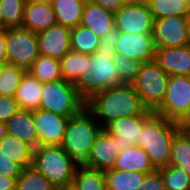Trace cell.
Listing matches in <instances>:
<instances>
[{
    "label": "cell",
    "mask_w": 190,
    "mask_h": 190,
    "mask_svg": "<svg viewBox=\"0 0 190 190\" xmlns=\"http://www.w3.org/2000/svg\"><path fill=\"white\" fill-rule=\"evenodd\" d=\"M85 108L103 129L117 118L142 116L148 110L131 84L108 87L94 94L85 101Z\"/></svg>",
    "instance_id": "1"
},
{
    "label": "cell",
    "mask_w": 190,
    "mask_h": 190,
    "mask_svg": "<svg viewBox=\"0 0 190 190\" xmlns=\"http://www.w3.org/2000/svg\"><path fill=\"white\" fill-rule=\"evenodd\" d=\"M103 130L98 121L84 107L69 118L61 147L69 154L76 169L90 168V152Z\"/></svg>",
    "instance_id": "2"
},
{
    "label": "cell",
    "mask_w": 190,
    "mask_h": 190,
    "mask_svg": "<svg viewBox=\"0 0 190 190\" xmlns=\"http://www.w3.org/2000/svg\"><path fill=\"white\" fill-rule=\"evenodd\" d=\"M181 124L154 114L141 129L140 145L157 170L169 165L171 142Z\"/></svg>",
    "instance_id": "3"
},
{
    "label": "cell",
    "mask_w": 190,
    "mask_h": 190,
    "mask_svg": "<svg viewBox=\"0 0 190 190\" xmlns=\"http://www.w3.org/2000/svg\"><path fill=\"white\" fill-rule=\"evenodd\" d=\"M115 53L97 50L89 55L87 73L75 83L78 94L84 101L108 87L122 85L113 60Z\"/></svg>",
    "instance_id": "4"
},
{
    "label": "cell",
    "mask_w": 190,
    "mask_h": 190,
    "mask_svg": "<svg viewBox=\"0 0 190 190\" xmlns=\"http://www.w3.org/2000/svg\"><path fill=\"white\" fill-rule=\"evenodd\" d=\"M32 166L58 190L72 187L76 168L61 146H38Z\"/></svg>",
    "instance_id": "5"
},
{
    "label": "cell",
    "mask_w": 190,
    "mask_h": 190,
    "mask_svg": "<svg viewBox=\"0 0 190 190\" xmlns=\"http://www.w3.org/2000/svg\"><path fill=\"white\" fill-rule=\"evenodd\" d=\"M153 112L190 127V76H169L164 100Z\"/></svg>",
    "instance_id": "6"
},
{
    "label": "cell",
    "mask_w": 190,
    "mask_h": 190,
    "mask_svg": "<svg viewBox=\"0 0 190 190\" xmlns=\"http://www.w3.org/2000/svg\"><path fill=\"white\" fill-rule=\"evenodd\" d=\"M41 94L39 108L64 117L75 116L85 107L75 84L64 79L42 83Z\"/></svg>",
    "instance_id": "7"
},
{
    "label": "cell",
    "mask_w": 190,
    "mask_h": 190,
    "mask_svg": "<svg viewBox=\"0 0 190 190\" xmlns=\"http://www.w3.org/2000/svg\"><path fill=\"white\" fill-rule=\"evenodd\" d=\"M169 75L155 61L143 63L131 85L142 103L154 111L164 100Z\"/></svg>",
    "instance_id": "8"
},
{
    "label": "cell",
    "mask_w": 190,
    "mask_h": 190,
    "mask_svg": "<svg viewBox=\"0 0 190 190\" xmlns=\"http://www.w3.org/2000/svg\"><path fill=\"white\" fill-rule=\"evenodd\" d=\"M8 64L28 70L39 57L36 33L24 27L6 28Z\"/></svg>",
    "instance_id": "9"
},
{
    "label": "cell",
    "mask_w": 190,
    "mask_h": 190,
    "mask_svg": "<svg viewBox=\"0 0 190 190\" xmlns=\"http://www.w3.org/2000/svg\"><path fill=\"white\" fill-rule=\"evenodd\" d=\"M188 16L154 19L152 38L156 49L189 45Z\"/></svg>",
    "instance_id": "10"
},
{
    "label": "cell",
    "mask_w": 190,
    "mask_h": 190,
    "mask_svg": "<svg viewBox=\"0 0 190 190\" xmlns=\"http://www.w3.org/2000/svg\"><path fill=\"white\" fill-rule=\"evenodd\" d=\"M154 18L148 4L123 5L115 12L119 32L152 34Z\"/></svg>",
    "instance_id": "11"
},
{
    "label": "cell",
    "mask_w": 190,
    "mask_h": 190,
    "mask_svg": "<svg viewBox=\"0 0 190 190\" xmlns=\"http://www.w3.org/2000/svg\"><path fill=\"white\" fill-rule=\"evenodd\" d=\"M152 110H147L142 116L121 117L110 122L104 130L114 137L119 145V151L140 145V135L143 125L154 115Z\"/></svg>",
    "instance_id": "12"
},
{
    "label": "cell",
    "mask_w": 190,
    "mask_h": 190,
    "mask_svg": "<svg viewBox=\"0 0 190 190\" xmlns=\"http://www.w3.org/2000/svg\"><path fill=\"white\" fill-rule=\"evenodd\" d=\"M33 119L38 133V146H61L69 117L37 109Z\"/></svg>",
    "instance_id": "13"
},
{
    "label": "cell",
    "mask_w": 190,
    "mask_h": 190,
    "mask_svg": "<svg viewBox=\"0 0 190 190\" xmlns=\"http://www.w3.org/2000/svg\"><path fill=\"white\" fill-rule=\"evenodd\" d=\"M116 52L142 63L153 61L156 57L152 34L120 32Z\"/></svg>",
    "instance_id": "14"
},
{
    "label": "cell",
    "mask_w": 190,
    "mask_h": 190,
    "mask_svg": "<svg viewBox=\"0 0 190 190\" xmlns=\"http://www.w3.org/2000/svg\"><path fill=\"white\" fill-rule=\"evenodd\" d=\"M37 35L39 53L60 60L71 50V29L60 24L50 26Z\"/></svg>",
    "instance_id": "15"
},
{
    "label": "cell",
    "mask_w": 190,
    "mask_h": 190,
    "mask_svg": "<svg viewBox=\"0 0 190 190\" xmlns=\"http://www.w3.org/2000/svg\"><path fill=\"white\" fill-rule=\"evenodd\" d=\"M119 152V145L115 142L114 137L103 129L94 142L89 154L90 168L103 172L113 169Z\"/></svg>",
    "instance_id": "16"
},
{
    "label": "cell",
    "mask_w": 190,
    "mask_h": 190,
    "mask_svg": "<svg viewBox=\"0 0 190 190\" xmlns=\"http://www.w3.org/2000/svg\"><path fill=\"white\" fill-rule=\"evenodd\" d=\"M155 61L169 76H190V44L156 49Z\"/></svg>",
    "instance_id": "17"
},
{
    "label": "cell",
    "mask_w": 190,
    "mask_h": 190,
    "mask_svg": "<svg viewBox=\"0 0 190 190\" xmlns=\"http://www.w3.org/2000/svg\"><path fill=\"white\" fill-rule=\"evenodd\" d=\"M56 23L52 4L26 1L22 27L38 34Z\"/></svg>",
    "instance_id": "18"
},
{
    "label": "cell",
    "mask_w": 190,
    "mask_h": 190,
    "mask_svg": "<svg viewBox=\"0 0 190 190\" xmlns=\"http://www.w3.org/2000/svg\"><path fill=\"white\" fill-rule=\"evenodd\" d=\"M80 24L101 38L115 28V13L105 10L92 0H86Z\"/></svg>",
    "instance_id": "19"
},
{
    "label": "cell",
    "mask_w": 190,
    "mask_h": 190,
    "mask_svg": "<svg viewBox=\"0 0 190 190\" xmlns=\"http://www.w3.org/2000/svg\"><path fill=\"white\" fill-rule=\"evenodd\" d=\"M7 134L23 142L38 147V133L33 119V111L19 109L6 123Z\"/></svg>",
    "instance_id": "20"
},
{
    "label": "cell",
    "mask_w": 190,
    "mask_h": 190,
    "mask_svg": "<svg viewBox=\"0 0 190 190\" xmlns=\"http://www.w3.org/2000/svg\"><path fill=\"white\" fill-rule=\"evenodd\" d=\"M113 169L142 173H151L156 170L151 164L149 156L137 145L120 151L115 159Z\"/></svg>",
    "instance_id": "21"
},
{
    "label": "cell",
    "mask_w": 190,
    "mask_h": 190,
    "mask_svg": "<svg viewBox=\"0 0 190 190\" xmlns=\"http://www.w3.org/2000/svg\"><path fill=\"white\" fill-rule=\"evenodd\" d=\"M41 92L42 83L26 71L15 95L19 109L30 111L39 109L42 96Z\"/></svg>",
    "instance_id": "22"
},
{
    "label": "cell",
    "mask_w": 190,
    "mask_h": 190,
    "mask_svg": "<svg viewBox=\"0 0 190 190\" xmlns=\"http://www.w3.org/2000/svg\"><path fill=\"white\" fill-rule=\"evenodd\" d=\"M0 151L22 169L32 166L34 148L20 139L6 134L0 139Z\"/></svg>",
    "instance_id": "23"
},
{
    "label": "cell",
    "mask_w": 190,
    "mask_h": 190,
    "mask_svg": "<svg viewBox=\"0 0 190 190\" xmlns=\"http://www.w3.org/2000/svg\"><path fill=\"white\" fill-rule=\"evenodd\" d=\"M85 1L86 0H53L52 6L57 24L70 29L78 26L82 20Z\"/></svg>",
    "instance_id": "24"
},
{
    "label": "cell",
    "mask_w": 190,
    "mask_h": 190,
    "mask_svg": "<svg viewBox=\"0 0 190 190\" xmlns=\"http://www.w3.org/2000/svg\"><path fill=\"white\" fill-rule=\"evenodd\" d=\"M169 164L181 167L190 176V127H181L174 134Z\"/></svg>",
    "instance_id": "25"
},
{
    "label": "cell",
    "mask_w": 190,
    "mask_h": 190,
    "mask_svg": "<svg viewBox=\"0 0 190 190\" xmlns=\"http://www.w3.org/2000/svg\"><path fill=\"white\" fill-rule=\"evenodd\" d=\"M148 173L110 169L104 172L106 190H139Z\"/></svg>",
    "instance_id": "26"
},
{
    "label": "cell",
    "mask_w": 190,
    "mask_h": 190,
    "mask_svg": "<svg viewBox=\"0 0 190 190\" xmlns=\"http://www.w3.org/2000/svg\"><path fill=\"white\" fill-rule=\"evenodd\" d=\"M62 78L75 84L86 72L89 63V55L70 50L60 60Z\"/></svg>",
    "instance_id": "27"
},
{
    "label": "cell",
    "mask_w": 190,
    "mask_h": 190,
    "mask_svg": "<svg viewBox=\"0 0 190 190\" xmlns=\"http://www.w3.org/2000/svg\"><path fill=\"white\" fill-rule=\"evenodd\" d=\"M148 6L154 19L190 15V0H149Z\"/></svg>",
    "instance_id": "28"
},
{
    "label": "cell",
    "mask_w": 190,
    "mask_h": 190,
    "mask_svg": "<svg viewBox=\"0 0 190 190\" xmlns=\"http://www.w3.org/2000/svg\"><path fill=\"white\" fill-rule=\"evenodd\" d=\"M27 72H29L41 83L63 79L60 61L42 55H39Z\"/></svg>",
    "instance_id": "29"
},
{
    "label": "cell",
    "mask_w": 190,
    "mask_h": 190,
    "mask_svg": "<svg viewBox=\"0 0 190 190\" xmlns=\"http://www.w3.org/2000/svg\"><path fill=\"white\" fill-rule=\"evenodd\" d=\"M99 40V36L81 24L71 29V50L75 52L92 55L98 50Z\"/></svg>",
    "instance_id": "30"
},
{
    "label": "cell",
    "mask_w": 190,
    "mask_h": 190,
    "mask_svg": "<svg viewBox=\"0 0 190 190\" xmlns=\"http://www.w3.org/2000/svg\"><path fill=\"white\" fill-rule=\"evenodd\" d=\"M72 188L75 190H106L104 172L91 168L76 169Z\"/></svg>",
    "instance_id": "31"
},
{
    "label": "cell",
    "mask_w": 190,
    "mask_h": 190,
    "mask_svg": "<svg viewBox=\"0 0 190 190\" xmlns=\"http://www.w3.org/2000/svg\"><path fill=\"white\" fill-rule=\"evenodd\" d=\"M26 70L16 65L4 64L0 72V95L15 97Z\"/></svg>",
    "instance_id": "32"
},
{
    "label": "cell",
    "mask_w": 190,
    "mask_h": 190,
    "mask_svg": "<svg viewBox=\"0 0 190 190\" xmlns=\"http://www.w3.org/2000/svg\"><path fill=\"white\" fill-rule=\"evenodd\" d=\"M16 190H58L33 166L22 169Z\"/></svg>",
    "instance_id": "33"
},
{
    "label": "cell",
    "mask_w": 190,
    "mask_h": 190,
    "mask_svg": "<svg viewBox=\"0 0 190 190\" xmlns=\"http://www.w3.org/2000/svg\"><path fill=\"white\" fill-rule=\"evenodd\" d=\"M157 170L166 190H190V176L181 167L169 164Z\"/></svg>",
    "instance_id": "34"
},
{
    "label": "cell",
    "mask_w": 190,
    "mask_h": 190,
    "mask_svg": "<svg viewBox=\"0 0 190 190\" xmlns=\"http://www.w3.org/2000/svg\"><path fill=\"white\" fill-rule=\"evenodd\" d=\"M27 0H0L3 10V29L21 27Z\"/></svg>",
    "instance_id": "35"
},
{
    "label": "cell",
    "mask_w": 190,
    "mask_h": 190,
    "mask_svg": "<svg viewBox=\"0 0 190 190\" xmlns=\"http://www.w3.org/2000/svg\"><path fill=\"white\" fill-rule=\"evenodd\" d=\"M113 60L122 84H131L137 77L143 64L117 52L113 56Z\"/></svg>",
    "instance_id": "36"
},
{
    "label": "cell",
    "mask_w": 190,
    "mask_h": 190,
    "mask_svg": "<svg viewBox=\"0 0 190 190\" xmlns=\"http://www.w3.org/2000/svg\"><path fill=\"white\" fill-rule=\"evenodd\" d=\"M18 110L15 97L0 95V122L6 123Z\"/></svg>",
    "instance_id": "37"
},
{
    "label": "cell",
    "mask_w": 190,
    "mask_h": 190,
    "mask_svg": "<svg viewBox=\"0 0 190 190\" xmlns=\"http://www.w3.org/2000/svg\"><path fill=\"white\" fill-rule=\"evenodd\" d=\"M22 172V168L7 158L0 151V175H4L11 178H18Z\"/></svg>",
    "instance_id": "38"
},
{
    "label": "cell",
    "mask_w": 190,
    "mask_h": 190,
    "mask_svg": "<svg viewBox=\"0 0 190 190\" xmlns=\"http://www.w3.org/2000/svg\"><path fill=\"white\" fill-rule=\"evenodd\" d=\"M120 32L113 28L109 32H107L103 37L99 40V51L108 52H116V44L118 42Z\"/></svg>",
    "instance_id": "39"
},
{
    "label": "cell",
    "mask_w": 190,
    "mask_h": 190,
    "mask_svg": "<svg viewBox=\"0 0 190 190\" xmlns=\"http://www.w3.org/2000/svg\"><path fill=\"white\" fill-rule=\"evenodd\" d=\"M139 190H166L161 174L158 170L146 174Z\"/></svg>",
    "instance_id": "40"
},
{
    "label": "cell",
    "mask_w": 190,
    "mask_h": 190,
    "mask_svg": "<svg viewBox=\"0 0 190 190\" xmlns=\"http://www.w3.org/2000/svg\"><path fill=\"white\" fill-rule=\"evenodd\" d=\"M94 3L100 5L105 10L115 13L121 6L122 0H92Z\"/></svg>",
    "instance_id": "41"
},
{
    "label": "cell",
    "mask_w": 190,
    "mask_h": 190,
    "mask_svg": "<svg viewBox=\"0 0 190 190\" xmlns=\"http://www.w3.org/2000/svg\"><path fill=\"white\" fill-rule=\"evenodd\" d=\"M17 178L0 175V190H16Z\"/></svg>",
    "instance_id": "42"
},
{
    "label": "cell",
    "mask_w": 190,
    "mask_h": 190,
    "mask_svg": "<svg viewBox=\"0 0 190 190\" xmlns=\"http://www.w3.org/2000/svg\"><path fill=\"white\" fill-rule=\"evenodd\" d=\"M0 62L8 64V57L6 53V29L0 33Z\"/></svg>",
    "instance_id": "43"
},
{
    "label": "cell",
    "mask_w": 190,
    "mask_h": 190,
    "mask_svg": "<svg viewBox=\"0 0 190 190\" xmlns=\"http://www.w3.org/2000/svg\"><path fill=\"white\" fill-rule=\"evenodd\" d=\"M123 5H142L148 4L149 0H122Z\"/></svg>",
    "instance_id": "44"
},
{
    "label": "cell",
    "mask_w": 190,
    "mask_h": 190,
    "mask_svg": "<svg viewBox=\"0 0 190 190\" xmlns=\"http://www.w3.org/2000/svg\"><path fill=\"white\" fill-rule=\"evenodd\" d=\"M7 134L6 124L0 122V139Z\"/></svg>",
    "instance_id": "45"
},
{
    "label": "cell",
    "mask_w": 190,
    "mask_h": 190,
    "mask_svg": "<svg viewBox=\"0 0 190 190\" xmlns=\"http://www.w3.org/2000/svg\"><path fill=\"white\" fill-rule=\"evenodd\" d=\"M32 2H38V3H46V4H52L53 0H27Z\"/></svg>",
    "instance_id": "46"
},
{
    "label": "cell",
    "mask_w": 190,
    "mask_h": 190,
    "mask_svg": "<svg viewBox=\"0 0 190 190\" xmlns=\"http://www.w3.org/2000/svg\"><path fill=\"white\" fill-rule=\"evenodd\" d=\"M0 27L3 29V10L1 3H0Z\"/></svg>",
    "instance_id": "47"
},
{
    "label": "cell",
    "mask_w": 190,
    "mask_h": 190,
    "mask_svg": "<svg viewBox=\"0 0 190 190\" xmlns=\"http://www.w3.org/2000/svg\"><path fill=\"white\" fill-rule=\"evenodd\" d=\"M188 39H189V42H190V15L188 16Z\"/></svg>",
    "instance_id": "48"
},
{
    "label": "cell",
    "mask_w": 190,
    "mask_h": 190,
    "mask_svg": "<svg viewBox=\"0 0 190 190\" xmlns=\"http://www.w3.org/2000/svg\"><path fill=\"white\" fill-rule=\"evenodd\" d=\"M60 190H75V189L72 187H68V188H64V189H60Z\"/></svg>",
    "instance_id": "49"
},
{
    "label": "cell",
    "mask_w": 190,
    "mask_h": 190,
    "mask_svg": "<svg viewBox=\"0 0 190 190\" xmlns=\"http://www.w3.org/2000/svg\"><path fill=\"white\" fill-rule=\"evenodd\" d=\"M3 65H4V63L0 62V72H1V69H2Z\"/></svg>",
    "instance_id": "50"
}]
</instances>
